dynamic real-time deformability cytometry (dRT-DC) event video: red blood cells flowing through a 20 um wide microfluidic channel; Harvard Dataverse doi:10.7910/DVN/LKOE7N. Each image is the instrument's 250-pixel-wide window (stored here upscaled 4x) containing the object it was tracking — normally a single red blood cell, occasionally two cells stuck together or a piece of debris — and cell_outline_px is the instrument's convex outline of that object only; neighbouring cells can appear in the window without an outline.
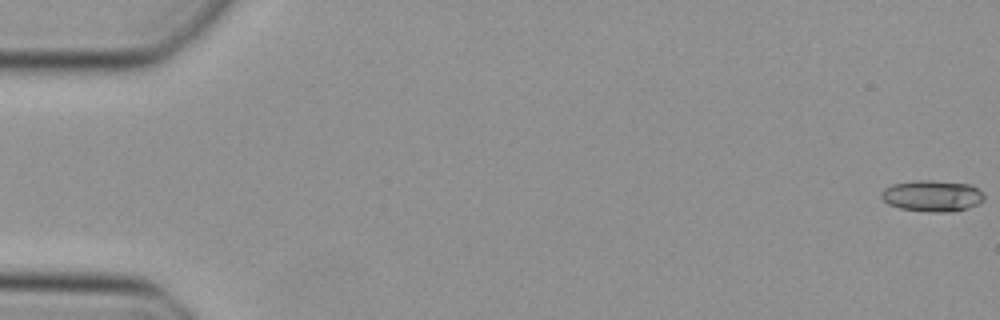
{"species": "Egyptian fruit bat (a non-hibernating species)", "species_latin": "Rousettus aegyptiacus", "temperature_condition": "cold", "stored_images_in_passage": 8, "camera_frame_rate_fps": 3000, "um_per_image_px": 0.085, "animal": {"sex": "female"}, "frame": {"image": 1, "passage_image": 1, "time_ms": 0.0, "image_size_px": [1000, 320], "cell_outline_px": [[984, 200], [968, 208], [952, 212], [928, 212], [900, 208], [888, 204], [880, 196], [880, 192], [884, 188], [892, 184], [916, 180], [932, 180], [972, 184], [984, 196]], "centroid_in_image_um": [79.21, 16.64], "position_along_channel_um": 5.8, "area_um2": 18.84}}